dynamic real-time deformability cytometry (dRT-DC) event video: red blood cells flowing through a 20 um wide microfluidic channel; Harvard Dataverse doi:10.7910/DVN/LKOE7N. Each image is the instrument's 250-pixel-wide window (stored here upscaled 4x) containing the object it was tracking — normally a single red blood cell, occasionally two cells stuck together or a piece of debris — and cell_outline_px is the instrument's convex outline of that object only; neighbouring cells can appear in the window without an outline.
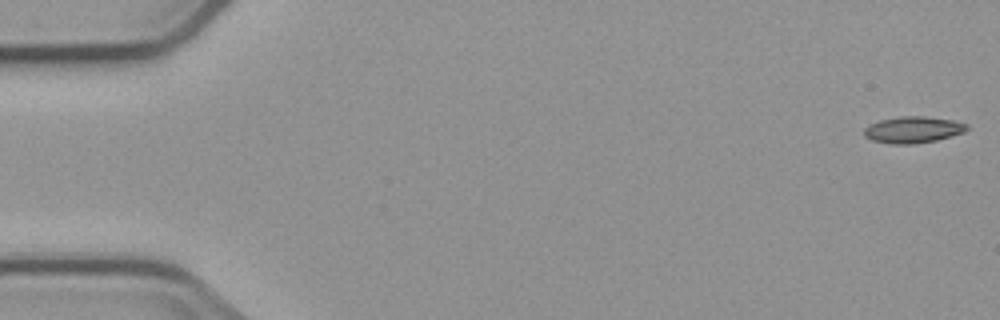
{"species": "common noctule bat (a hibernating species)", "species_latin": "Nyctalus noctula", "temperature_condition": "cold", "stored_images_in_passage": 5, "camera_frame_rate_fps": 3000, "um_per_image_px": 0.085, "animal": {"sex": "male", "body_mass_g": 23.1, "forearm_length_mm": 52.7}, "frame": {"image": 1, "passage_image": 1, "time_ms": 0.0, "image_size_px": [1000, 320], "cell_outline_px": [[968, 128], [964, 132], [936, 140], [912, 144], [888, 144], [872, 140], [864, 136], [864, 128], [868, 124], [880, 120], [900, 116], [924, 116], [952, 120], [968, 124]], "centroid_in_image_um": [77.57, 11.02], "position_along_channel_um": 7.4, "area_um2": 15.9}}
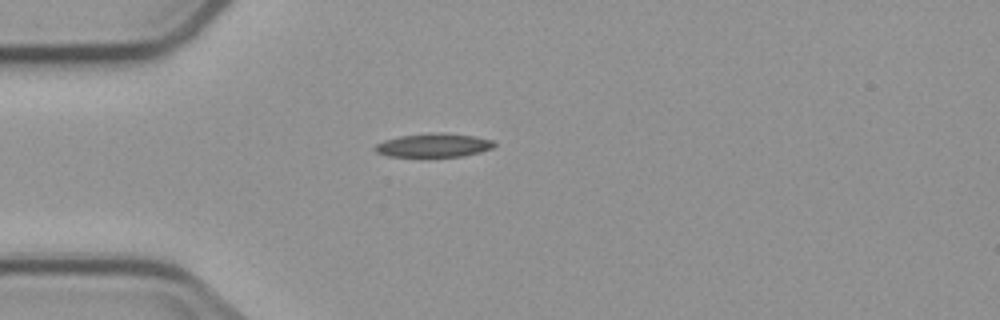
{"frame": {"image": 2, "passage_image": 5, "time_ms": 4.667, "image_size_px": [1000, 320], "cell_outline_px": [[496, 144], [492, 148], [480, 152], [464, 156], [388, 156], [376, 152], [372, 148], [376, 144], [384, 140], [400, 136], [432, 132], [440, 132], [476, 136], [492, 140]], "centroid_in_image_um": [36.86, 12.33], "position_along_channel_um": 48.1, "area_um2": 16.47}}